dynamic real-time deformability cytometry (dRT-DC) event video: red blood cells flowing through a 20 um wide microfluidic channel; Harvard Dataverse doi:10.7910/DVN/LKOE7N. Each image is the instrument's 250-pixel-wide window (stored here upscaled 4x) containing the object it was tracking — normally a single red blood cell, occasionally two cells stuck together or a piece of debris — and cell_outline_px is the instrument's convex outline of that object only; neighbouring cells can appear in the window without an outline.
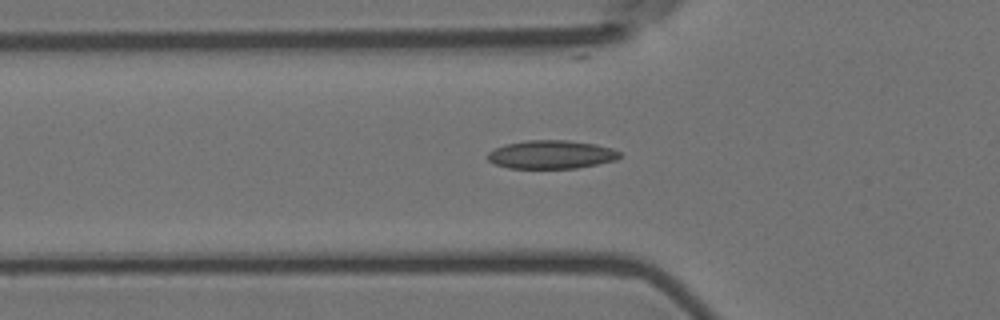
{"species": "Egyptian fruit bat (a non-hibernating species)", "species_latin": "Rousettus aegyptiacus", "temperature_condition": "room temperature", "stored_images_in_passage": 44, "camera_frame_rate_fps": 3000, "um_per_image_px": 0.085, "animal": {"sex": "female"}, "frame": {"image": 1, "passage_image": 10, "time_ms": 3.0, "image_size_px": [1000, 320], "cell_outline_px": [[620, 156], [616, 160], [576, 168], [508, 168], [496, 164], [488, 160], [488, 152], [496, 148], [508, 144], [528, 140], [568, 140], [596, 144], [612, 148], [620, 152]], "centroid_in_image_um": [46.88, 13.13], "position_along_channel_um": 78.9, "area_um2": 21.68}}
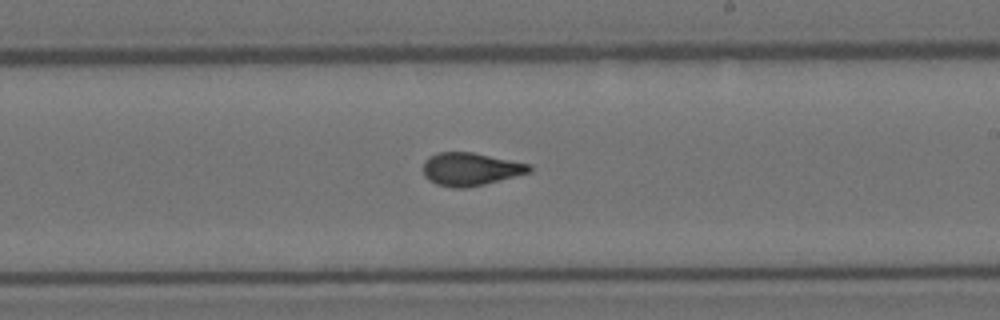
{"frame": {"image": 2, "passage_image": 24, "time_ms": 7.667, "image_size_px": [1000, 320], "cell_outline_px": [[532, 172], [468, 188], [452, 188], [436, 184], [428, 180], [424, 176], [424, 160], [428, 156], [440, 152], [472, 152], [532, 164]], "centroid_in_image_um": [40.0, 14.38], "position_along_channel_um": 249.0, "area_um2": 20.58}}
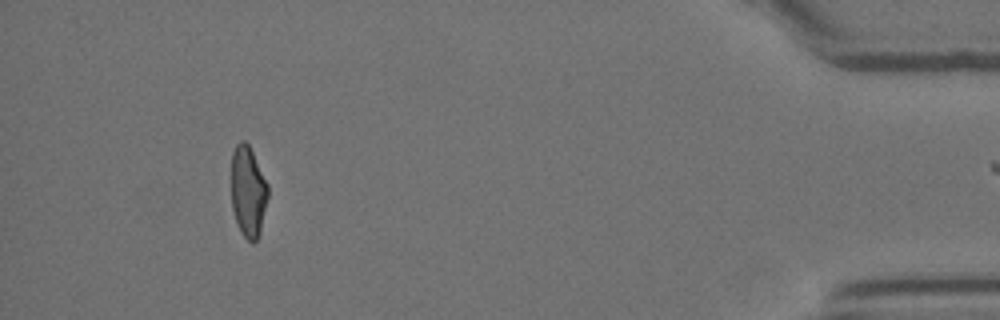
{"frame": {"image": 3, "passage_image": 43, "time_ms": 14.0, "image_size_px": [1000, 320], "cell_outline_px": [[268, 196], [260, 232], [256, 240], [252, 244], [240, 232], [232, 208], [232, 152], [236, 144], [240, 140], [244, 140], [248, 144], [268, 184]], "centroid_in_image_um": [21.09, 16.28], "position_along_channel_um": 414.1, "area_um2": 19.31}}